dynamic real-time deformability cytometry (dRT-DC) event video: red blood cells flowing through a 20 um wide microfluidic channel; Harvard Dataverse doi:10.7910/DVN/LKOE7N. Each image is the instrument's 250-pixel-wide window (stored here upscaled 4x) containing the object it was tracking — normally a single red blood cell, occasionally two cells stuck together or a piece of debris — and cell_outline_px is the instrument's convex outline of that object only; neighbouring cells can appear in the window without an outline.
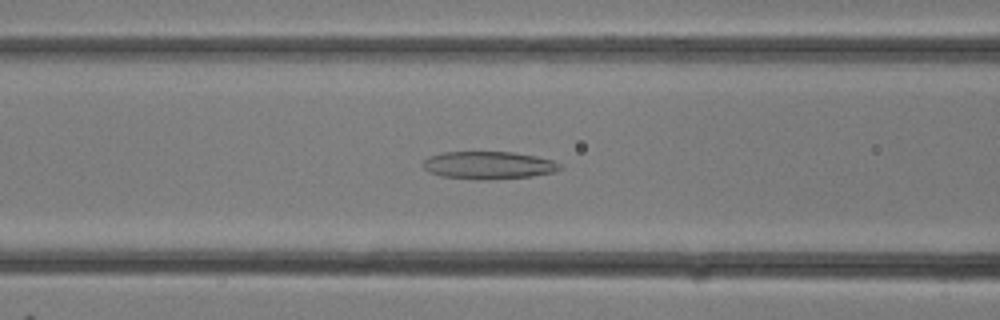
{"species": "common noctule bat (a hibernating species)", "species_latin": "Nyctalus noctula", "temperature_condition": "room temperature", "stored_images_in_passage": 19, "camera_frame_rate_fps": 3000, "um_per_image_px": 0.085, "animal": {"sex": "female"}, "frame": {"image": 1, "passage_image": 8, "time_ms": 2.333, "image_size_px": [1000, 320], "cell_outline_px": [[564, 168], [556, 172], [532, 176], [484, 180], [476, 180], [440, 176], [428, 172], [424, 168], [424, 160], [428, 156], [444, 152], [512, 152], [536, 156], [552, 160], [560, 164]], "centroid_in_image_um": [41.54, 14.05], "position_along_channel_um": 125.1, "area_um2": 22.25}}
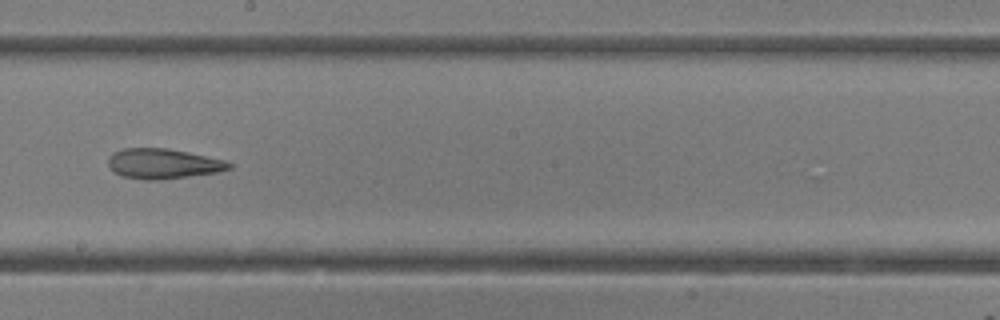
{"frame": {"image": 2, "passage_image": 13, "time_ms": 4.0, "image_size_px": [1000, 320], "cell_outline_px": [[232, 168], [220, 172], [160, 180], [144, 180], [120, 176], [108, 164], [108, 156], [112, 152], [120, 148], [168, 148], [188, 152], [224, 160], [232, 164]], "centroid_in_image_um": [13.85, 13.91], "position_along_channel_um": 234.4, "area_um2": 21.39}}
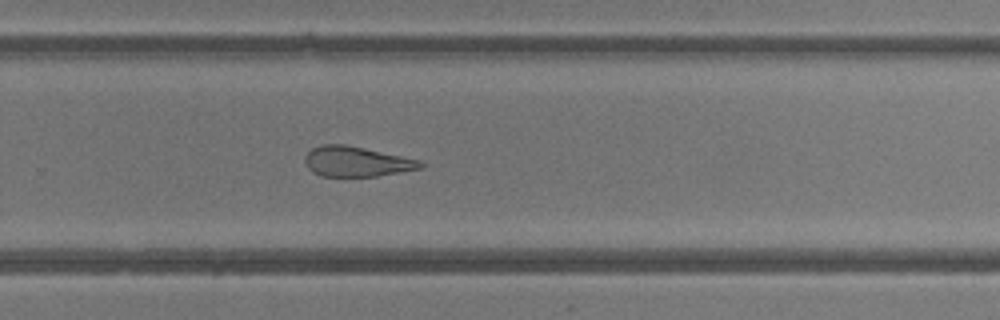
{"frame": {"image": 3, "passage_image": 16, "time_ms": 5.0, "image_size_px": [1000, 320], "cell_outline_px": [[424, 164], [420, 168], [376, 176], [320, 176], [312, 172], [304, 164], [304, 156], [312, 148], [324, 144], [348, 144], [420, 160]], "centroid_in_image_um": [30.24, 13.72], "position_along_channel_um": 299.6, "area_um2": 20.29}}